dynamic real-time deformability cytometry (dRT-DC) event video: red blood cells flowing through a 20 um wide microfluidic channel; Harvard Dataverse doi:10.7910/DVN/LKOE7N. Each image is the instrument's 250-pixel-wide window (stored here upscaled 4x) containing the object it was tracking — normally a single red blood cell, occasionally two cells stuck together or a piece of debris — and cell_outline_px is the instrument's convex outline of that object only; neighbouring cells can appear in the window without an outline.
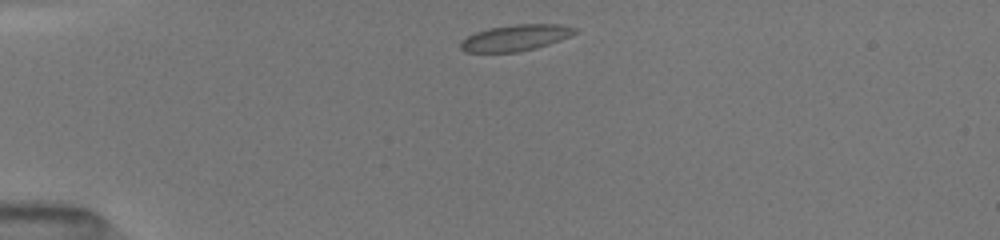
{"species": "common noctule bat (a hibernating species)", "species_latin": "Nyctalus noctula", "temperature_condition": "room temperature", "stored_images_in_passage": 61, "camera_frame_rate_fps": 3000, "um_per_image_px": 0.085, "animal": {"sex": "female", "body_mass_g": 19.5, "forearm_length_mm": 54.1}, "frame": {"image": 1, "passage_image": 1, "time_ms": 0.0, "image_size_px": [1000, 240], "cell_outline_px": [[580, 28], [576, 32], [560, 40], [536, 48], [516, 52], [464, 52], [460, 48], [460, 40], [476, 32], [488, 28], [516, 24], [560, 24]], "centroid_in_image_um": [43.81, 3.2], "position_along_channel_um": 41.2, "area_um2": 17.46}}
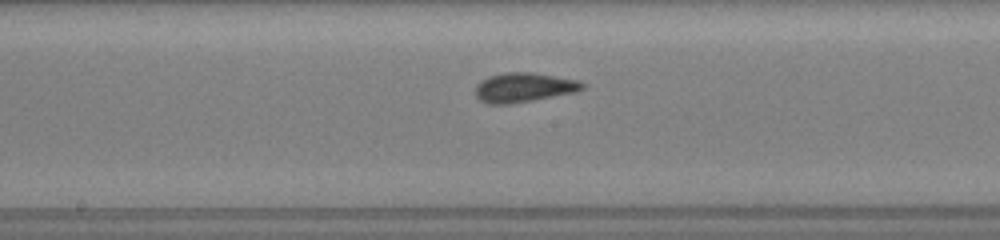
{"frame": {"image": 2, "passage_image": 36, "time_ms": 5.0, "image_size_px": [1000, 240], "cell_outline_px": [[584, 88], [576, 92], [512, 104], [488, 104], [480, 100], [476, 96], [476, 84], [480, 80], [488, 76], [504, 72], [528, 72], [580, 80], [584, 84]], "centroid_in_image_um": [44.5, 7.43], "position_along_channel_um": 203.7, "area_um2": 18.44}}
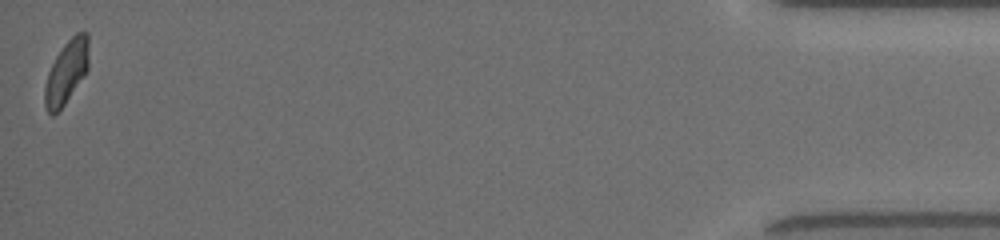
{"frame": {"image": 3, "passage_image": 61, "time_ms": 12.667, "image_size_px": [1000, 240], "cell_outline_px": [[88, 68], [84, 76], [64, 104], [52, 116], [48, 112], [44, 104], [44, 88], [48, 72], [56, 56], [64, 44], [76, 32], [88, 32]], "centroid_in_image_um": [5.64, 6.11], "position_along_channel_um": 429.6, "area_um2": 16.07}, "authors_computed_cell_mechanics": {"area_um2": 17.4556, "velocity_mm_per_s": 4.0376, "shape_relaxation_time_tau1_ms": 5.0374, "shape_relaxation_time_tau2_ms": 0.9022, "deformation_change_tau1": 0.1374, "deformation_change_tau2": 0.0499}}